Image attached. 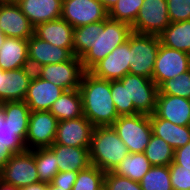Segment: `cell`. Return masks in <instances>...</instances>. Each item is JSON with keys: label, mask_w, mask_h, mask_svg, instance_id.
<instances>
[{"label": "cell", "mask_w": 190, "mask_h": 190, "mask_svg": "<svg viewBox=\"0 0 190 190\" xmlns=\"http://www.w3.org/2000/svg\"><path fill=\"white\" fill-rule=\"evenodd\" d=\"M79 92L84 116L96 126H111L119 117L111 97V81L98 78L85 71Z\"/></svg>", "instance_id": "obj_1"}, {"label": "cell", "mask_w": 190, "mask_h": 190, "mask_svg": "<svg viewBox=\"0 0 190 190\" xmlns=\"http://www.w3.org/2000/svg\"><path fill=\"white\" fill-rule=\"evenodd\" d=\"M91 165L104 172L114 171L129 150L112 126H96L89 149Z\"/></svg>", "instance_id": "obj_2"}, {"label": "cell", "mask_w": 190, "mask_h": 190, "mask_svg": "<svg viewBox=\"0 0 190 190\" xmlns=\"http://www.w3.org/2000/svg\"><path fill=\"white\" fill-rule=\"evenodd\" d=\"M133 33L131 25L107 18L96 28L93 47L81 58L85 71H90Z\"/></svg>", "instance_id": "obj_3"}, {"label": "cell", "mask_w": 190, "mask_h": 190, "mask_svg": "<svg viewBox=\"0 0 190 190\" xmlns=\"http://www.w3.org/2000/svg\"><path fill=\"white\" fill-rule=\"evenodd\" d=\"M2 106L5 121L0 125V144L5 145L12 154L26 151L30 108L25 101L4 102Z\"/></svg>", "instance_id": "obj_4"}, {"label": "cell", "mask_w": 190, "mask_h": 190, "mask_svg": "<svg viewBox=\"0 0 190 190\" xmlns=\"http://www.w3.org/2000/svg\"><path fill=\"white\" fill-rule=\"evenodd\" d=\"M111 126L129 153H144L153 134L150 116L145 114L119 116Z\"/></svg>", "instance_id": "obj_5"}, {"label": "cell", "mask_w": 190, "mask_h": 190, "mask_svg": "<svg viewBox=\"0 0 190 190\" xmlns=\"http://www.w3.org/2000/svg\"><path fill=\"white\" fill-rule=\"evenodd\" d=\"M158 35H130V70L129 73L152 79L155 60L160 46Z\"/></svg>", "instance_id": "obj_6"}, {"label": "cell", "mask_w": 190, "mask_h": 190, "mask_svg": "<svg viewBox=\"0 0 190 190\" xmlns=\"http://www.w3.org/2000/svg\"><path fill=\"white\" fill-rule=\"evenodd\" d=\"M120 81L127 83L128 105H134L139 114L155 112L159 87L152 79L128 73Z\"/></svg>", "instance_id": "obj_7"}, {"label": "cell", "mask_w": 190, "mask_h": 190, "mask_svg": "<svg viewBox=\"0 0 190 190\" xmlns=\"http://www.w3.org/2000/svg\"><path fill=\"white\" fill-rule=\"evenodd\" d=\"M84 72L81 59L74 55L68 61L46 64L35 70L38 77L52 82L65 91L79 89Z\"/></svg>", "instance_id": "obj_8"}, {"label": "cell", "mask_w": 190, "mask_h": 190, "mask_svg": "<svg viewBox=\"0 0 190 190\" xmlns=\"http://www.w3.org/2000/svg\"><path fill=\"white\" fill-rule=\"evenodd\" d=\"M1 180L17 188L40 182L34 159V149L13 154L0 171Z\"/></svg>", "instance_id": "obj_9"}, {"label": "cell", "mask_w": 190, "mask_h": 190, "mask_svg": "<svg viewBox=\"0 0 190 190\" xmlns=\"http://www.w3.org/2000/svg\"><path fill=\"white\" fill-rule=\"evenodd\" d=\"M188 70H190V54L160 43L152 75V80L158 87Z\"/></svg>", "instance_id": "obj_10"}, {"label": "cell", "mask_w": 190, "mask_h": 190, "mask_svg": "<svg viewBox=\"0 0 190 190\" xmlns=\"http://www.w3.org/2000/svg\"><path fill=\"white\" fill-rule=\"evenodd\" d=\"M170 23L166 0H144L131 27L137 34L160 35Z\"/></svg>", "instance_id": "obj_11"}, {"label": "cell", "mask_w": 190, "mask_h": 190, "mask_svg": "<svg viewBox=\"0 0 190 190\" xmlns=\"http://www.w3.org/2000/svg\"><path fill=\"white\" fill-rule=\"evenodd\" d=\"M61 18L73 28L108 18V11L98 0H63Z\"/></svg>", "instance_id": "obj_12"}, {"label": "cell", "mask_w": 190, "mask_h": 190, "mask_svg": "<svg viewBox=\"0 0 190 190\" xmlns=\"http://www.w3.org/2000/svg\"><path fill=\"white\" fill-rule=\"evenodd\" d=\"M58 119L49 111H31L28 132L25 138L27 150L46 148L53 145Z\"/></svg>", "instance_id": "obj_13"}, {"label": "cell", "mask_w": 190, "mask_h": 190, "mask_svg": "<svg viewBox=\"0 0 190 190\" xmlns=\"http://www.w3.org/2000/svg\"><path fill=\"white\" fill-rule=\"evenodd\" d=\"M94 128L85 116L58 121L53 144L90 148Z\"/></svg>", "instance_id": "obj_14"}, {"label": "cell", "mask_w": 190, "mask_h": 190, "mask_svg": "<svg viewBox=\"0 0 190 190\" xmlns=\"http://www.w3.org/2000/svg\"><path fill=\"white\" fill-rule=\"evenodd\" d=\"M130 36L128 40L117 46L103 60L98 62L89 72L108 81L120 80L130 70Z\"/></svg>", "instance_id": "obj_15"}, {"label": "cell", "mask_w": 190, "mask_h": 190, "mask_svg": "<svg viewBox=\"0 0 190 190\" xmlns=\"http://www.w3.org/2000/svg\"><path fill=\"white\" fill-rule=\"evenodd\" d=\"M34 73L30 67L10 71L0 69V103L24 101Z\"/></svg>", "instance_id": "obj_16"}, {"label": "cell", "mask_w": 190, "mask_h": 190, "mask_svg": "<svg viewBox=\"0 0 190 190\" xmlns=\"http://www.w3.org/2000/svg\"><path fill=\"white\" fill-rule=\"evenodd\" d=\"M73 54L67 48L52 45L33 34L28 39V62L32 70L46 65L68 61Z\"/></svg>", "instance_id": "obj_17"}, {"label": "cell", "mask_w": 190, "mask_h": 190, "mask_svg": "<svg viewBox=\"0 0 190 190\" xmlns=\"http://www.w3.org/2000/svg\"><path fill=\"white\" fill-rule=\"evenodd\" d=\"M34 28L19 5L0 3V30L6 37L28 40Z\"/></svg>", "instance_id": "obj_18"}, {"label": "cell", "mask_w": 190, "mask_h": 190, "mask_svg": "<svg viewBox=\"0 0 190 190\" xmlns=\"http://www.w3.org/2000/svg\"><path fill=\"white\" fill-rule=\"evenodd\" d=\"M64 91L63 88L43 80L34 73L24 101L30 111H49Z\"/></svg>", "instance_id": "obj_19"}, {"label": "cell", "mask_w": 190, "mask_h": 190, "mask_svg": "<svg viewBox=\"0 0 190 190\" xmlns=\"http://www.w3.org/2000/svg\"><path fill=\"white\" fill-rule=\"evenodd\" d=\"M154 113L173 124L190 126V99L162 94L159 91Z\"/></svg>", "instance_id": "obj_20"}, {"label": "cell", "mask_w": 190, "mask_h": 190, "mask_svg": "<svg viewBox=\"0 0 190 190\" xmlns=\"http://www.w3.org/2000/svg\"><path fill=\"white\" fill-rule=\"evenodd\" d=\"M74 28L62 18L38 24L34 34L40 39L61 48H67L73 54Z\"/></svg>", "instance_id": "obj_21"}, {"label": "cell", "mask_w": 190, "mask_h": 190, "mask_svg": "<svg viewBox=\"0 0 190 190\" xmlns=\"http://www.w3.org/2000/svg\"><path fill=\"white\" fill-rule=\"evenodd\" d=\"M56 156L59 172H79L90 165V148L53 144L48 147Z\"/></svg>", "instance_id": "obj_22"}, {"label": "cell", "mask_w": 190, "mask_h": 190, "mask_svg": "<svg viewBox=\"0 0 190 190\" xmlns=\"http://www.w3.org/2000/svg\"><path fill=\"white\" fill-rule=\"evenodd\" d=\"M63 0H23L18 4L34 27L61 18Z\"/></svg>", "instance_id": "obj_23"}, {"label": "cell", "mask_w": 190, "mask_h": 190, "mask_svg": "<svg viewBox=\"0 0 190 190\" xmlns=\"http://www.w3.org/2000/svg\"><path fill=\"white\" fill-rule=\"evenodd\" d=\"M29 67L28 40L6 37L0 47V69L4 71Z\"/></svg>", "instance_id": "obj_24"}, {"label": "cell", "mask_w": 190, "mask_h": 190, "mask_svg": "<svg viewBox=\"0 0 190 190\" xmlns=\"http://www.w3.org/2000/svg\"><path fill=\"white\" fill-rule=\"evenodd\" d=\"M149 116L153 135L162 138L174 150L190 142V126L173 124L169 120L159 118L155 113Z\"/></svg>", "instance_id": "obj_25"}, {"label": "cell", "mask_w": 190, "mask_h": 190, "mask_svg": "<svg viewBox=\"0 0 190 190\" xmlns=\"http://www.w3.org/2000/svg\"><path fill=\"white\" fill-rule=\"evenodd\" d=\"M49 112L54 115L58 121L76 119L84 116L79 89L64 91L53 103Z\"/></svg>", "instance_id": "obj_26"}, {"label": "cell", "mask_w": 190, "mask_h": 190, "mask_svg": "<svg viewBox=\"0 0 190 190\" xmlns=\"http://www.w3.org/2000/svg\"><path fill=\"white\" fill-rule=\"evenodd\" d=\"M158 36L162 45L190 54V20L170 23Z\"/></svg>", "instance_id": "obj_27"}, {"label": "cell", "mask_w": 190, "mask_h": 190, "mask_svg": "<svg viewBox=\"0 0 190 190\" xmlns=\"http://www.w3.org/2000/svg\"><path fill=\"white\" fill-rule=\"evenodd\" d=\"M152 167L144 153H129L113 171L119 176L140 182Z\"/></svg>", "instance_id": "obj_28"}, {"label": "cell", "mask_w": 190, "mask_h": 190, "mask_svg": "<svg viewBox=\"0 0 190 190\" xmlns=\"http://www.w3.org/2000/svg\"><path fill=\"white\" fill-rule=\"evenodd\" d=\"M144 154L152 166H169L173 162L174 149L162 138L152 134Z\"/></svg>", "instance_id": "obj_29"}, {"label": "cell", "mask_w": 190, "mask_h": 190, "mask_svg": "<svg viewBox=\"0 0 190 190\" xmlns=\"http://www.w3.org/2000/svg\"><path fill=\"white\" fill-rule=\"evenodd\" d=\"M34 159L40 182L50 184L59 173L55 154L48 148L34 149Z\"/></svg>", "instance_id": "obj_30"}, {"label": "cell", "mask_w": 190, "mask_h": 190, "mask_svg": "<svg viewBox=\"0 0 190 190\" xmlns=\"http://www.w3.org/2000/svg\"><path fill=\"white\" fill-rule=\"evenodd\" d=\"M103 21L94 22L88 25L74 28L73 31V55L82 58L94 44L96 39V28Z\"/></svg>", "instance_id": "obj_31"}, {"label": "cell", "mask_w": 190, "mask_h": 190, "mask_svg": "<svg viewBox=\"0 0 190 190\" xmlns=\"http://www.w3.org/2000/svg\"><path fill=\"white\" fill-rule=\"evenodd\" d=\"M139 183L142 190H173L169 166H152Z\"/></svg>", "instance_id": "obj_32"}, {"label": "cell", "mask_w": 190, "mask_h": 190, "mask_svg": "<svg viewBox=\"0 0 190 190\" xmlns=\"http://www.w3.org/2000/svg\"><path fill=\"white\" fill-rule=\"evenodd\" d=\"M144 0H118L108 11V18L132 25L142 8Z\"/></svg>", "instance_id": "obj_33"}, {"label": "cell", "mask_w": 190, "mask_h": 190, "mask_svg": "<svg viewBox=\"0 0 190 190\" xmlns=\"http://www.w3.org/2000/svg\"><path fill=\"white\" fill-rule=\"evenodd\" d=\"M104 175V171L90 165L78 172L72 190H104Z\"/></svg>", "instance_id": "obj_34"}, {"label": "cell", "mask_w": 190, "mask_h": 190, "mask_svg": "<svg viewBox=\"0 0 190 190\" xmlns=\"http://www.w3.org/2000/svg\"><path fill=\"white\" fill-rule=\"evenodd\" d=\"M111 97L119 116L139 114L134 105H128L127 83L111 81Z\"/></svg>", "instance_id": "obj_35"}, {"label": "cell", "mask_w": 190, "mask_h": 190, "mask_svg": "<svg viewBox=\"0 0 190 190\" xmlns=\"http://www.w3.org/2000/svg\"><path fill=\"white\" fill-rule=\"evenodd\" d=\"M159 91L162 94L190 99V70L165 81L159 87Z\"/></svg>", "instance_id": "obj_36"}, {"label": "cell", "mask_w": 190, "mask_h": 190, "mask_svg": "<svg viewBox=\"0 0 190 190\" xmlns=\"http://www.w3.org/2000/svg\"><path fill=\"white\" fill-rule=\"evenodd\" d=\"M104 190H142V188L139 182L110 171L104 175Z\"/></svg>", "instance_id": "obj_37"}, {"label": "cell", "mask_w": 190, "mask_h": 190, "mask_svg": "<svg viewBox=\"0 0 190 190\" xmlns=\"http://www.w3.org/2000/svg\"><path fill=\"white\" fill-rule=\"evenodd\" d=\"M171 23L190 20V0H166Z\"/></svg>", "instance_id": "obj_38"}, {"label": "cell", "mask_w": 190, "mask_h": 190, "mask_svg": "<svg viewBox=\"0 0 190 190\" xmlns=\"http://www.w3.org/2000/svg\"><path fill=\"white\" fill-rule=\"evenodd\" d=\"M169 171L173 190H190V169L172 162Z\"/></svg>", "instance_id": "obj_39"}, {"label": "cell", "mask_w": 190, "mask_h": 190, "mask_svg": "<svg viewBox=\"0 0 190 190\" xmlns=\"http://www.w3.org/2000/svg\"><path fill=\"white\" fill-rule=\"evenodd\" d=\"M78 172L65 171L59 172L51 181V184L56 187H60L66 190H72V187L76 181Z\"/></svg>", "instance_id": "obj_40"}, {"label": "cell", "mask_w": 190, "mask_h": 190, "mask_svg": "<svg viewBox=\"0 0 190 190\" xmlns=\"http://www.w3.org/2000/svg\"><path fill=\"white\" fill-rule=\"evenodd\" d=\"M173 162L183 168L190 169V142L174 150Z\"/></svg>", "instance_id": "obj_41"}, {"label": "cell", "mask_w": 190, "mask_h": 190, "mask_svg": "<svg viewBox=\"0 0 190 190\" xmlns=\"http://www.w3.org/2000/svg\"><path fill=\"white\" fill-rule=\"evenodd\" d=\"M12 153L5 148V145L0 144V171L9 162Z\"/></svg>", "instance_id": "obj_42"}, {"label": "cell", "mask_w": 190, "mask_h": 190, "mask_svg": "<svg viewBox=\"0 0 190 190\" xmlns=\"http://www.w3.org/2000/svg\"><path fill=\"white\" fill-rule=\"evenodd\" d=\"M20 190H48V184L44 182H38L29 186L23 187Z\"/></svg>", "instance_id": "obj_43"}, {"label": "cell", "mask_w": 190, "mask_h": 190, "mask_svg": "<svg viewBox=\"0 0 190 190\" xmlns=\"http://www.w3.org/2000/svg\"><path fill=\"white\" fill-rule=\"evenodd\" d=\"M102 3L107 11H109L117 2L118 0H98Z\"/></svg>", "instance_id": "obj_44"}, {"label": "cell", "mask_w": 190, "mask_h": 190, "mask_svg": "<svg viewBox=\"0 0 190 190\" xmlns=\"http://www.w3.org/2000/svg\"><path fill=\"white\" fill-rule=\"evenodd\" d=\"M0 190H20V188H17L12 184H8L0 180Z\"/></svg>", "instance_id": "obj_45"}, {"label": "cell", "mask_w": 190, "mask_h": 190, "mask_svg": "<svg viewBox=\"0 0 190 190\" xmlns=\"http://www.w3.org/2000/svg\"><path fill=\"white\" fill-rule=\"evenodd\" d=\"M23 0H0V3H5V4H20Z\"/></svg>", "instance_id": "obj_46"}, {"label": "cell", "mask_w": 190, "mask_h": 190, "mask_svg": "<svg viewBox=\"0 0 190 190\" xmlns=\"http://www.w3.org/2000/svg\"><path fill=\"white\" fill-rule=\"evenodd\" d=\"M4 121H5L4 110H3L2 103H0V125H1V122H4Z\"/></svg>", "instance_id": "obj_47"}, {"label": "cell", "mask_w": 190, "mask_h": 190, "mask_svg": "<svg viewBox=\"0 0 190 190\" xmlns=\"http://www.w3.org/2000/svg\"><path fill=\"white\" fill-rule=\"evenodd\" d=\"M48 190H66V189H62L60 187H56V186H53L51 183L48 184Z\"/></svg>", "instance_id": "obj_48"}, {"label": "cell", "mask_w": 190, "mask_h": 190, "mask_svg": "<svg viewBox=\"0 0 190 190\" xmlns=\"http://www.w3.org/2000/svg\"><path fill=\"white\" fill-rule=\"evenodd\" d=\"M5 38H6L5 34L2 33L1 30H0V47H1L2 44L4 43Z\"/></svg>", "instance_id": "obj_49"}]
</instances>
